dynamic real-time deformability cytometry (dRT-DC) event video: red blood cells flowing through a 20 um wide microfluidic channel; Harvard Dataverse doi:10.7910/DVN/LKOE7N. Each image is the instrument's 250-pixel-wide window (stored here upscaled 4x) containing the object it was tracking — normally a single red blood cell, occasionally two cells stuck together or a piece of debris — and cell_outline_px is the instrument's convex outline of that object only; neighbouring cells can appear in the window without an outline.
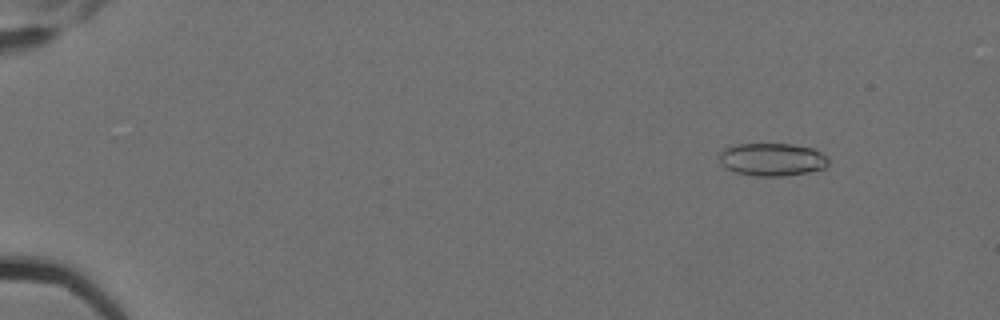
{"species": "Egyptian fruit bat (a non-hibernating species)", "species_latin": "Rousettus aegyptiacus", "temperature_condition": "cold", "stored_images_in_passage": 5, "camera_frame_rate_fps": 3000, "um_per_image_px": 0.085, "animal": {"sex": "female"}, "frame": {"image": 1, "passage_image": 2, "time_ms": 0.333, "image_size_px": [1000, 320], "cell_outline_px": [[828, 164], [824, 168], [808, 172], [784, 176], [756, 176], [736, 172], [724, 168], [720, 164], [720, 152], [724, 148], [736, 144], [792, 144], [812, 148], [828, 156]], "centroid_in_image_um": [65.62, 13.55], "position_along_channel_um": 19.4, "area_um2": 20.98}}
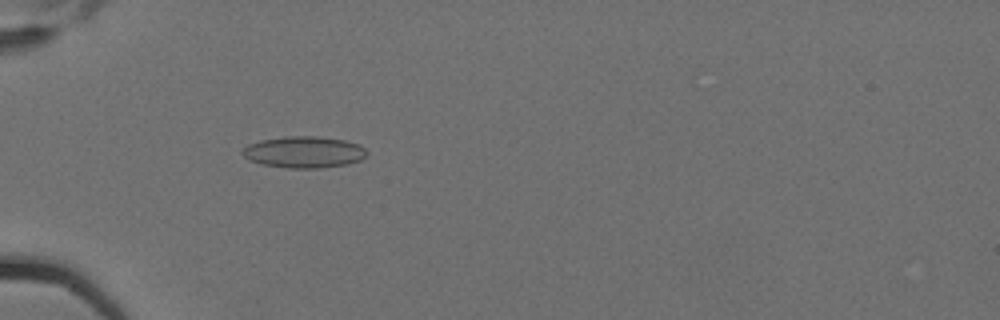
{"frame": {"image": 2, "passage_image": 5, "time_ms": 1.333, "image_size_px": [1000, 320], "cell_outline_px": [[368, 152], [360, 160], [348, 164], [320, 168], [288, 168], [264, 164], [248, 160], [240, 152], [248, 144], [260, 140], [284, 136], [316, 136], [344, 140], [360, 144]], "centroid_in_image_um": [25.83, 12.92], "position_along_channel_um": 59.2, "area_um2": 22.89}}